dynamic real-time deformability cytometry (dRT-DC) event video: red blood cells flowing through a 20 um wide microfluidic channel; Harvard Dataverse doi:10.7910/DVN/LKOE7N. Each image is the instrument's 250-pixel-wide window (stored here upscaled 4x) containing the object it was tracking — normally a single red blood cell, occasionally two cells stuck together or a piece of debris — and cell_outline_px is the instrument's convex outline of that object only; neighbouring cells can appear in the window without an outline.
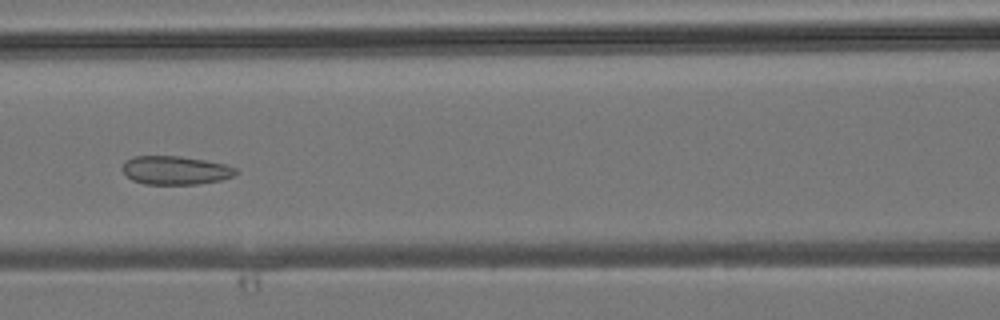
{"species": "common noctule bat (a hibernating species)", "species_latin": "Nyctalus noctula", "temperature_condition": "room temperature", "stored_images_in_passage": 44, "camera_frame_rate_fps": 3000, "um_per_image_px": 0.085, "animal": {"sex": "male", "body_mass_g": 19.2, "forearm_length_mm": 51.8}, "frame": {"image": 1, "passage_image": 19, "time_ms": 6.0, "image_size_px": [1000, 320], "cell_outline_px": [[240, 172], [232, 176], [220, 180], [196, 184], [144, 184], [132, 180], [124, 172], [124, 160], [132, 156], [180, 156], [204, 160], [224, 164], [236, 168]], "centroid_in_image_um": [14.91, 14.47], "position_along_channel_um": 151.7, "area_um2": 18.79}}
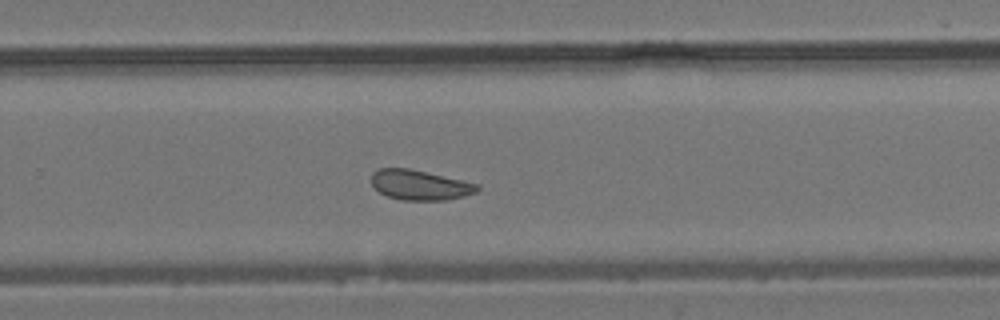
{"frame": {"image": 2, "passage_image": 28, "time_ms": 9.0, "image_size_px": [1000, 320], "cell_outline_px": [[480, 188], [476, 192], [464, 196], [448, 200], [400, 200], [388, 196], [380, 192], [372, 184], [372, 172], [380, 168], [408, 168], [480, 184]], "centroid_in_image_um": [35.71, 15.73], "position_along_channel_um": 294.1, "area_um2": 18.44}}
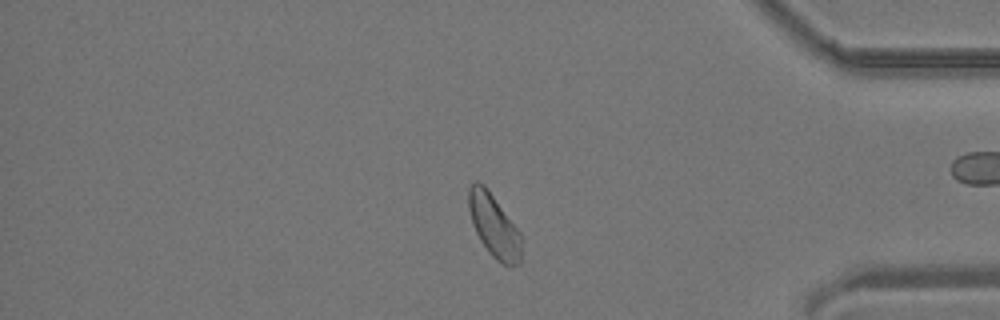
{"frame": {"image": 3, "passage_image": 36, "time_ms": 11.667, "image_size_px": [1000, 320], "cell_outline_px": [[520, 264], [504, 264], [496, 260], [488, 252], [480, 240], [472, 224], [468, 208], [468, 188], [476, 180], [484, 184], [520, 232]], "centroid_in_image_um": [41.95, 19.16], "position_along_channel_um": 393.3, "area_um2": 19.07}}